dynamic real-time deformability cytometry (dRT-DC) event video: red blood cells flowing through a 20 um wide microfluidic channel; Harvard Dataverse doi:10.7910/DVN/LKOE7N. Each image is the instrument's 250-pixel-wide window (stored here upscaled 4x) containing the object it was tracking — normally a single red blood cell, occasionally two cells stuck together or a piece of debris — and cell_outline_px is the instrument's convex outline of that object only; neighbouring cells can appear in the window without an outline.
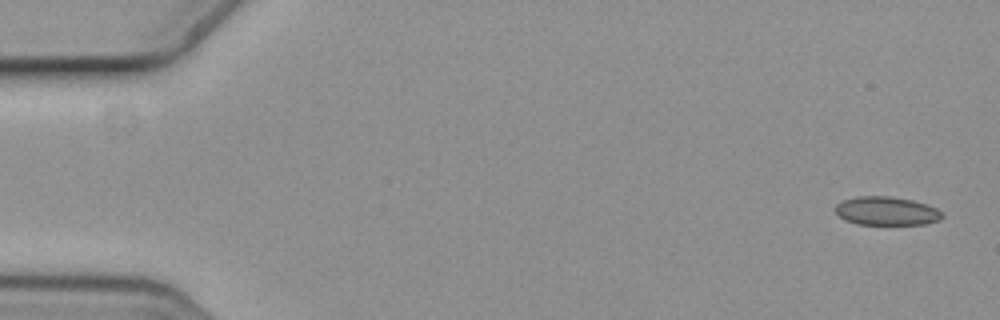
{"species": "common noctule bat (a hibernating species)", "species_latin": "Nyctalus noctula", "temperature_condition": "cold", "stored_images_in_passage": 6, "camera_frame_rate_fps": 3000, "um_per_image_px": 0.085, "animal": {"sex": "female", "body_mass_g": 19.3, "forearm_length_mm": 54.1}, "frame": {"image": 1, "passage_image": 1, "time_ms": 0.0, "image_size_px": [1000, 320], "cell_outline_px": [[944, 216], [940, 220], [924, 224], [856, 224], [844, 220], [836, 212], [836, 204], [844, 200], [860, 196], [888, 196], [912, 200], [936, 208]], "centroid_in_image_um": [75.34, 17.94], "position_along_channel_um": 9.7, "area_um2": 17.57}}
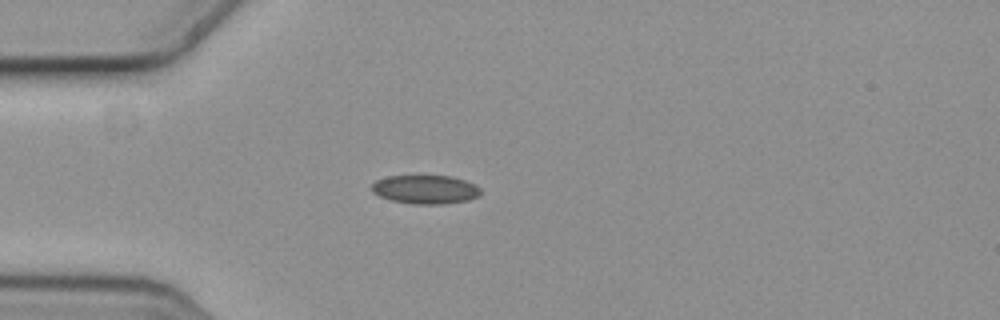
{"frame": {"image": 2, "passage_image": 5, "time_ms": 1.333, "image_size_px": [1000, 320], "cell_outline_px": [[480, 196], [468, 200], [444, 204], [412, 204], [392, 200], [380, 196], [372, 192], [372, 184], [376, 180], [388, 176], [448, 176], [464, 180], [480, 188]], "centroid_in_image_um": [36.15, 16.11], "position_along_channel_um": 48.9, "area_um2": 18.09}}